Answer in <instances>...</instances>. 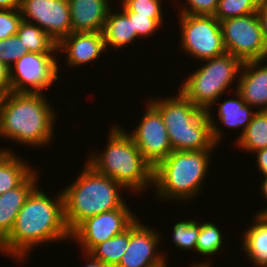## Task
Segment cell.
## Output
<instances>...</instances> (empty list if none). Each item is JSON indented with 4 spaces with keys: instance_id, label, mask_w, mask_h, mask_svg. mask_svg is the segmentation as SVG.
I'll return each mask as SVG.
<instances>
[{
    "instance_id": "2e32d148",
    "label": "cell",
    "mask_w": 267,
    "mask_h": 267,
    "mask_svg": "<svg viewBox=\"0 0 267 267\" xmlns=\"http://www.w3.org/2000/svg\"><path fill=\"white\" fill-rule=\"evenodd\" d=\"M238 78L236 91L245 103L267 111V59L243 62Z\"/></svg>"
},
{
    "instance_id": "ba28073f",
    "label": "cell",
    "mask_w": 267,
    "mask_h": 267,
    "mask_svg": "<svg viewBox=\"0 0 267 267\" xmlns=\"http://www.w3.org/2000/svg\"><path fill=\"white\" fill-rule=\"evenodd\" d=\"M180 48L204 61L226 53L221 26L214 16L179 14Z\"/></svg>"
},
{
    "instance_id": "ab89813d",
    "label": "cell",
    "mask_w": 267,
    "mask_h": 267,
    "mask_svg": "<svg viewBox=\"0 0 267 267\" xmlns=\"http://www.w3.org/2000/svg\"><path fill=\"white\" fill-rule=\"evenodd\" d=\"M256 215L261 218L267 224V206L266 208H262L261 211H256Z\"/></svg>"
},
{
    "instance_id": "30bf717a",
    "label": "cell",
    "mask_w": 267,
    "mask_h": 267,
    "mask_svg": "<svg viewBox=\"0 0 267 267\" xmlns=\"http://www.w3.org/2000/svg\"><path fill=\"white\" fill-rule=\"evenodd\" d=\"M226 53L242 62L266 60L267 48L257 12L220 22Z\"/></svg>"
},
{
    "instance_id": "836d02e7",
    "label": "cell",
    "mask_w": 267,
    "mask_h": 267,
    "mask_svg": "<svg viewBox=\"0 0 267 267\" xmlns=\"http://www.w3.org/2000/svg\"><path fill=\"white\" fill-rule=\"evenodd\" d=\"M11 92L10 67L5 63L0 62V96Z\"/></svg>"
},
{
    "instance_id": "277c9868",
    "label": "cell",
    "mask_w": 267,
    "mask_h": 267,
    "mask_svg": "<svg viewBox=\"0 0 267 267\" xmlns=\"http://www.w3.org/2000/svg\"><path fill=\"white\" fill-rule=\"evenodd\" d=\"M212 152L173 150L153 169L155 197L162 202L179 200L187 203L200 196L212 162Z\"/></svg>"
},
{
    "instance_id": "e575fe53",
    "label": "cell",
    "mask_w": 267,
    "mask_h": 267,
    "mask_svg": "<svg viewBox=\"0 0 267 267\" xmlns=\"http://www.w3.org/2000/svg\"><path fill=\"white\" fill-rule=\"evenodd\" d=\"M257 16L259 19L263 39L267 48V2L263 3L258 11H257Z\"/></svg>"
},
{
    "instance_id": "7c38bea8",
    "label": "cell",
    "mask_w": 267,
    "mask_h": 267,
    "mask_svg": "<svg viewBox=\"0 0 267 267\" xmlns=\"http://www.w3.org/2000/svg\"><path fill=\"white\" fill-rule=\"evenodd\" d=\"M134 131L128 132L145 160L155 168L173 150L160 112L148 101Z\"/></svg>"
},
{
    "instance_id": "8fae6325",
    "label": "cell",
    "mask_w": 267,
    "mask_h": 267,
    "mask_svg": "<svg viewBox=\"0 0 267 267\" xmlns=\"http://www.w3.org/2000/svg\"><path fill=\"white\" fill-rule=\"evenodd\" d=\"M125 203L122 207L94 215L82 221L72 232L82 253L125 231L138 216Z\"/></svg>"
},
{
    "instance_id": "5b68a950",
    "label": "cell",
    "mask_w": 267,
    "mask_h": 267,
    "mask_svg": "<svg viewBox=\"0 0 267 267\" xmlns=\"http://www.w3.org/2000/svg\"><path fill=\"white\" fill-rule=\"evenodd\" d=\"M83 165L79 177L62 190L64 217L70 232L85 219L127 203L121 195V189L126 190L121 184L98 173L86 162Z\"/></svg>"
},
{
    "instance_id": "484cf974",
    "label": "cell",
    "mask_w": 267,
    "mask_h": 267,
    "mask_svg": "<svg viewBox=\"0 0 267 267\" xmlns=\"http://www.w3.org/2000/svg\"><path fill=\"white\" fill-rule=\"evenodd\" d=\"M212 221L200 222V232L197 239L196 253L202 256H213L224 248V234ZM223 246V247H222ZM211 255V256H210Z\"/></svg>"
},
{
    "instance_id": "8992f818",
    "label": "cell",
    "mask_w": 267,
    "mask_h": 267,
    "mask_svg": "<svg viewBox=\"0 0 267 267\" xmlns=\"http://www.w3.org/2000/svg\"><path fill=\"white\" fill-rule=\"evenodd\" d=\"M164 98V99H163ZM148 101L160 112L172 150H214L211 120L206 111L196 107L180 91L175 96H159Z\"/></svg>"
},
{
    "instance_id": "d590c367",
    "label": "cell",
    "mask_w": 267,
    "mask_h": 267,
    "mask_svg": "<svg viewBox=\"0 0 267 267\" xmlns=\"http://www.w3.org/2000/svg\"><path fill=\"white\" fill-rule=\"evenodd\" d=\"M256 157L257 169L263 177L267 176V148L254 152Z\"/></svg>"
},
{
    "instance_id": "4dcf8cb0",
    "label": "cell",
    "mask_w": 267,
    "mask_h": 267,
    "mask_svg": "<svg viewBox=\"0 0 267 267\" xmlns=\"http://www.w3.org/2000/svg\"><path fill=\"white\" fill-rule=\"evenodd\" d=\"M123 12L132 20L133 31H136L138 38L152 36L163 25V19H152L131 11Z\"/></svg>"
},
{
    "instance_id": "603a6c76",
    "label": "cell",
    "mask_w": 267,
    "mask_h": 267,
    "mask_svg": "<svg viewBox=\"0 0 267 267\" xmlns=\"http://www.w3.org/2000/svg\"><path fill=\"white\" fill-rule=\"evenodd\" d=\"M239 150L254 152L267 148V111H256L243 135L234 143Z\"/></svg>"
},
{
    "instance_id": "f546056e",
    "label": "cell",
    "mask_w": 267,
    "mask_h": 267,
    "mask_svg": "<svg viewBox=\"0 0 267 267\" xmlns=\"http://www.w3.org/2000/svg\"><path fill=\"white\" fill-rule=\"evenodd\" d=\"M26 53L28 49L17 35L0 40V62L8 67H11Z\"/></svg>"
},
{
    "instance_id": "60d3db41",
    "label": "cell",
    "mask_w": 267,
    "mask_h": 267,
    "mask_svg": "<svg viewBox=\"0 0 267 267\" xmlns=\"http://www.w3.org/2000/svg\"><path fill=\"white\" fill-rule=\"evenodd\" d=\"M211 264H212V262H210L209 260L203 261V262L198 261V263L197 262L192 263L191 264L192 266H190V267H213V264L212 265Z\"/></svg>"
},
{
    "instance_id": "3957f363",
    "label": "cell",
    "mask_w": 267,
    "mask_h": 267,
    "mask_svg": "<svg viewBox=\"0 0 267 267\" xmlns=\"http://www.w3.org/2000/svg\"><path fill=\"white\" fill-rule=\"evenodd\" d=\"M112 126L106 149L90 152L86 163L98 173L108 176L125 189L144 192L153 187V167L145 160L128 132ZM148 187V188H147Z\"/></svg>"
},
{
    "instance_id": "d6986e66",
    "label": "cell",
    "mask_w": 267,
    "mask_h": 267,
    "mask_svg": "<svg viewBox=\"0 0 267 267\" xmlns=\"http://www.w3.org/2000/svg\"><path fill=\"white\" fill-rule=\"evenodd\" d=\"M119 10V13H116L113 7L110 9L102 30L106 51L110 49L120 51L138 39L136 31H133L132 20L121 9Z\"/></svg>"
},
{
    "instance_id": "d6a6232c",
    "label": "cell",
    "mask_w": 267,
    "mask_h": 267,
    "mask_svg": "<svg viewBox=\"0 0 267 267\" xmlns=\"http://www.w3.org/2000/svg\"><path fill=\"white\" fill-rule=\"evenodd\" d=\"M182 2L181 0H179ZM219 0H186L178 14L214 16Z\"/></svg>"
},
{
    "instance_id": "52a82bcc",
    "label": "cell",
    "mask_w": 267,
    "mask_h": 267,
    "mask_svg": "<svg viewBox=\"0 0 267 267\" xmlns=\"http://www.w3.org/2000/svg\"><path fill=\"white\" fill-rule=\"evenodd\" d=\"M202 62V67H198L196 71L186 76L184 82L182 81L179 91L196 107L207 112L211 120L212 138L218 145L223 140V131L212 116L213 107L225 92L228 93V88L233 86L232 83L238 82L237 77L243 62L230 53Z\"/></svg>"
},
{
    "instance_id": "b9f144b4",
    "label": "cell",
    "mask_w": 267,
    "mask_h": 267,
    "mask_svg": "<svg viewBox=\"0 0 267 267\" xmlns=\"http://www.w3.org/2000/svg\"><path fill=\"white\" fill-rule=\"evenodd\" d=\"M160 267H168V263H165L164 265H162Z\"/></svg>"
},
{
    "instance_id": "f1b7e54d",
    "label": "cell",
    "mask_w": 267,
    "mask_h": 267,
    "mask_svg": "<svg viewBox=\"0 0 267 267\" xmlns=\"http://www.w3.org/2000/svg\"><path fill=\"white\" fill-rule=\"evenodd\" d=\"M162 0H123L119 7L122 11H131L137 15L148 16L152 19H164Z\"/></svg>"
},
{
    "instance_id": "6da1fadb",
    "label": "cell",
    "mask_w": 267,
    "mask_h": 267,
    "mask_svg": "<svg viewBox=\"0 0 267 267\" xmlns=\"http://www.w3.org/2000/svg\"><path fill=\"white\" fill-rule=\"evenodd\" d=\"M41 190L37 185L27 197L10 234L0 243L1 255L3 252L22 262L35 246L71 240L64 217L62 191L56 197H50Z\"/></svg>"
},
{
    "instance_id": "4fadbf2b",
    "label": "cell",
    "mask_w": 267,
    "mask_h": 267,
    "mask_svg": "<svg viewBox=\"0 0 267 267\" xmlns=\"http://www.w3.org/2000/svg\"><path fill=\"white\" fill-rule=\"evenodd\" d=\"M23 20L34 23L56 43L72 33L68 0H20Z\"/></svg>"
},
{
    "instance_id": "83f0119b",
    "label": "cell",
    "mask_w": 267,
    "mask_h": 267,
    "mask_svg": "<svg viewBox=\"0 0 267 267\" xmlns=\"http://www.w3.org/2000/svg\"><path fill=\"white\" fill-rule=\"evenodd\" d=\"M262 0H219L214 17L219 22L234 17L245 16L258 11Z\"/></svg>"
},
{
    "instance_id": "f35d334b",
    "label": "cell",
    "mask_w": 267,
    "mask_h": 267,
    "mask_svg": "<svg viewBox=\"0 0 267 267\" xmlns=\"http://www.w3.org/2000/svg\"><path fill=\"white\" fill-rule=\"evenodd\" d=\"M263 179H262V183L260 186V189H261L260 192L263 194L262 196L265 197V199H266L265 201L267 202V176L263 177Z\"/></svg>"
},
{
    "instance_id": "8d00e7d4",
    "label": "cell",
    "mask_w": 267,
    "mask_h": 267,
    "mask_svg": "<svg viewBox=\"0 0 267 267\" xmlns=\"http://www.w3.org/2000/svg\"><path fill=\"white\" fill-rule=\"evenodd\" d=\"M84 257L87 258L85 260L86 265L84 267H109L106 264L102 263L100 260L93 258L89 253H82Z\"/></svg>"
},
{
    "instance_id": "9a60e30c",
    "label": "cell",
    "mask_w": 267,
    "mask_h": 267,
    "mask_svg": "<svg viewBox=\"0 0 267 267\" xmlns=\"http://www.w3.org/2000/svg\"><path fill=\"white\" fill-rule=\"evenodd\" d=\"M106 51L102 32H72L57 43V52L65 53L71 69L92 63Z\"/></svg>"
},
{
    "instance_id": "7a4b0ae2",
    "label": "cell",
    "mask_w": 267,
    "mask_h": 267,
    "mask_svg": "<svg viewBox=\"0 0 267 267\" xmlns=\"http://www.w3.org/2000/svg\"><path fill=\"white\" fill-rule=\"evenodd\" d=\"M46 98L44 93L5 95L0 104V138L36 149L50 145L57 114Z\"/></svg>"
},
{
    "instance_id": "e0dca14e",
    "label": "cell",
    "mask_w": 267,
    "mask_h": 267,
    "mask_svg": "<svg viewBox=\"0 0 267 267\" xmlns=\"http://www.w3.org/2000/svg\"><path fill=\"white\" fill-rule=\"evenodd\" d=\"M72 32H102L110 0H68ZM111 4V5H110Z\"/></svg>"
},
{
    "instance_id": "1f68e13d",
    "label": "cell",
    "mask_w": 267,
    "mask_h": 267,
    "mask_svg": "<svg viewBox=\"0 0 267 267\" xmlns=\"http://www.w3.org/2000/svg\"><path fill=\"white\" fill-rule=\"evenodd\" d=\"M22 20L19 9H0V40L16 35Z\"/></svg>"
},
{
    "instance_id": "ffe728a7",
    "label": "cell",
    "mask_w": 267,
    "mask_h": 267,
    "mask_svg": "<svg viewBox=\"0 0 267 267\" xmlns=\"http://www.w3.org/2000/svg\"><path fill=\"white\" fill-rule=\"evenodd\" d=\"M10 148L0 149V195L19 186L35 169Z\"/></svg>"
},
{
    "instance_id": "44dd1931",
    "label": "cell",
    "mask_w": 267,
    "mask_h": 267,
    "mask_svg": "<svg viewBox=\"0 0 267 267\" xmlns=\"http://www.w3.org/2000/svg\"><path fill=\"white\" fill-rule=\"evenodd\" d=\"M253 219L254 223L243 233L239 246L251 264L256 267H267V224L256 214Z\"/></svg>"
},
{
    "instance_id": "ac0fdd59",
    "label": "cell",
    "mask_w": 267,
    "mask_h": 267,
    "mask_svg": "<svg viewBox=\"0 0 267 267\" xmlns=\"http://www.w3.org/2000/svg\"><path fill=\"white\" fill-rule=\"evenodd\" d=\"M39 170H34L19 186L0 195V243L10 234L27 197L37 186Z\"/></svg>"
},
{
    "instance_id": "9c48e42d",
    "label": "cell",
    "mask_w": 267,
    "mask_h": 267,
    "mask_svg": "<svg viewBox=\"0 0 267 267\" xmlns=\"http://www.w3.org/2000/svg\"><path fill=\"white\" fill-rule=\"evenodd\" d=\"M57 53L28 52L10 67L11 92L44 93L58 81Z\"/></svg>"
},
{
    "instance_id": "d4e9b609",
    "label": "cell",
    "mask_w": 267,
    "mask_h": 267,
    "mask_svg": "<svg viewBox=\"0 0 267 267\" xmlns=\"http://www.w3.org/2000/svg\"><path fill=\"white\" fill-rule=\"evenodd\" d=\"M129 227L105 242L94 246L88 253L109 267H115L127 249Z\"/></svg>"
},
{
    "instance_id": "cb8c5ba5",
    "label": "cell",
    "mask_w": 267,
    "mask_h": 267,
    "mask_svg": "<svg viewBox=\"0 0 267 267\" xmlns=\"http://www.w3.org/2000/svg\"><path fill=\"white\" fill-rule=\"evenodd\" d=\"M16 35L27 47L28 52L58 53L57 43L34 23L22 20Z\"/></svg>"
},
{
    "instance_id": "74e56055",
    "label": "cell",
    "mask_w": 267,
    "mask_h": 267,
    "mask_svg": "<svg viewBox=\"0 0 267 267\" xmlns=\"http://www.w3.org/2000/svg\"><path fill=\"white\" fill-rule=\"evenodd\" d=\"M20 7V0H0V9L16 10Z\"/></svg>"
},
{
    "instance_id": "5bb4252c",
    "label": "cell",
    "mask_w": 267,
    "mask_h": 267,
    "mask_svg": "<svg viewBox=\"0 0 267 267\" xmlns=\"http://www.w3.org/2000/svg\"><path fill=\"white\" fill-rule=\"evenodd\" d=\"M161 233L150 229L137 219L129 226V242L120 262L115 267H160L168 256L157 249Z\"/></svg>"
},
{
    "instance_id": "7402d4cb",
    "label": "cell",
    "mask_w": 267,
    "mask_h": 267,
    "mask_svg": "<svg viewBox=\"0 0 267 267\" xmlns=\"http://www.w3.org/2000/svg\"><path fill=\"white\" fill-rule=\"evenodd\" d=\"M235 98L222 100L218 106L217 116L219 122L227 126L228 129H239V133L236 139L238 140L244 133L247 126L251 123L252 117L256 111L252 109L253 107L249 106L242 99L241 95L235 90ZM241 128V129H240Z\"/></svg>"
},
{
    "instance_id": "4316f807",
    "label": "cell",
    "mask_w": 267,
    "mask_h": 267,
    "mask_svg": "<svg viewBox=\"0 0 267 267\" xmlns=\"http://www.w3.org/2000/svg\"><path fill=\"white\" fill-rule=\"evenodd\" d=\"M200 221L195 219L181 220L173 226V242L180 251L196 252L197 239L200 232Z\"/></svg>"
}]
</instances>
